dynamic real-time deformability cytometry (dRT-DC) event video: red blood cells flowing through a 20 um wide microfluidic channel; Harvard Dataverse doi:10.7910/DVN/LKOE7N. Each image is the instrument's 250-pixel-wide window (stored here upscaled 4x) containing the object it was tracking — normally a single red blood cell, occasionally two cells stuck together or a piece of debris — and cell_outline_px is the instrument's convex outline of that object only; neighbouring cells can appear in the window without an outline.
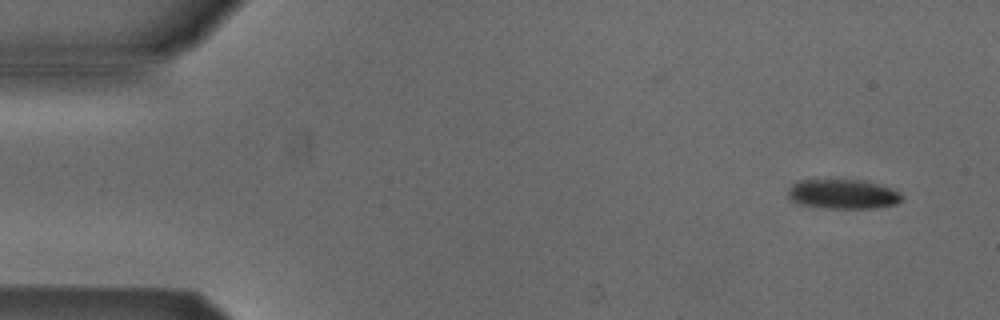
{"species": "Egyptian fruit bat (a non-hibernating species)", "species_latin": "Rousettus aegyptiacus", "temperature_condition": "cold", "stored_images_in_passage": 4, "camera_frame_rate_fps": 3000, "um_per_image_px": 0.085, "animal": {"sex": "male"}, "frame": {"image": 1, "passage_image": 1, "time_ms": 0.0, "image_size_px": [1000, 320], "cell_outline_px": [[904, 200], [896, 204], [876, 208], [824, 208], [800, 204], [792, 200], [788, 196], [788, 188], [792, 184], [800, 180], [860, 180], [892, 188], [900, 192], [904, 196]], "centroid_in_image_um": [71.68, 16.51], "position_along_channel_um": 13.3, "area_um2": 19.65}}
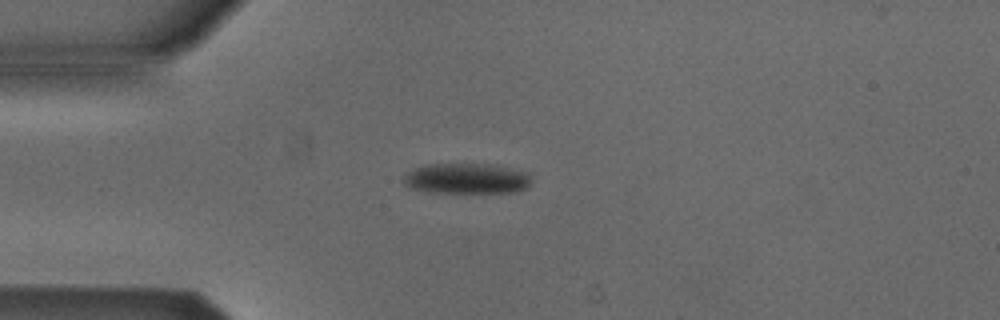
{"frame": {"image": 2, "passage_image": 4, "time_ms": 1.0, "image_size_px": [1000, 320], "cell_outline_px": [[528, 188], [516, 192], [424, 192], [408, 188], [404, 184], [404, 176], [412, 168], [424, 164], [476, 164], [504, 168], [524, 172], [528, 176]], "centroid_in_image_um": [39.52, 15.19], "position_along_channel_um": 45.5, "area_um2": 22.31}}